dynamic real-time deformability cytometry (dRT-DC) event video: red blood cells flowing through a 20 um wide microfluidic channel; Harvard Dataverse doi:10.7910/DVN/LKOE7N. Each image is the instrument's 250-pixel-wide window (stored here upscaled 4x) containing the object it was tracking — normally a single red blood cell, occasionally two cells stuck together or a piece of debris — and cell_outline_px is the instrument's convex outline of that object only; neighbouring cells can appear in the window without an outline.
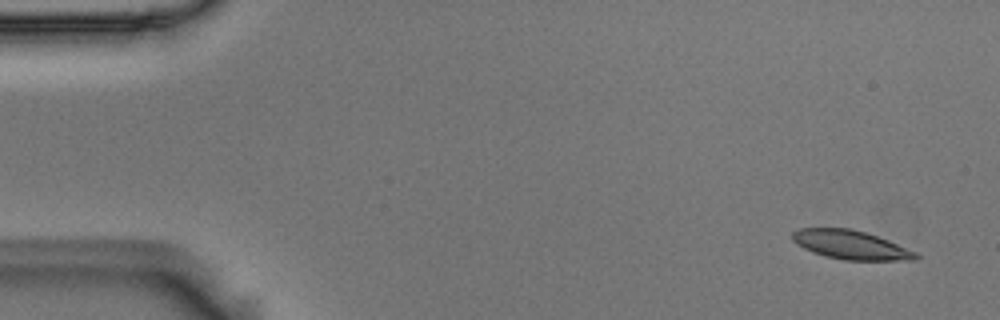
{"species": "Egyptian fruit bat (a non-hibernating species)", "species_latin": "Rousettus aegyptiacus", "temperature_condition": "room temperature", "stored_images_in_passage": 4, "camera_frame_rate_fps": 3000, "um_per_image_px": 0.085, "animal": {"sex": "male"}, "frame": {"image": 1, "passage_image": 1, "time_ms": 0.0, "image_size_px": [1000, 320], "cell_outline_px": [[920, 256], [916, 260], [844, 260], [824, 256], [812, 252], [796, 244], [792, 240], [792, 232], [800, 228], [848, 228], [864, 232], [888, 240], [916, 252]], "centroid_in_image_um": [72.29, 20.82], "position_along_channel_um": 12.7, "area_um2": 20.69}}